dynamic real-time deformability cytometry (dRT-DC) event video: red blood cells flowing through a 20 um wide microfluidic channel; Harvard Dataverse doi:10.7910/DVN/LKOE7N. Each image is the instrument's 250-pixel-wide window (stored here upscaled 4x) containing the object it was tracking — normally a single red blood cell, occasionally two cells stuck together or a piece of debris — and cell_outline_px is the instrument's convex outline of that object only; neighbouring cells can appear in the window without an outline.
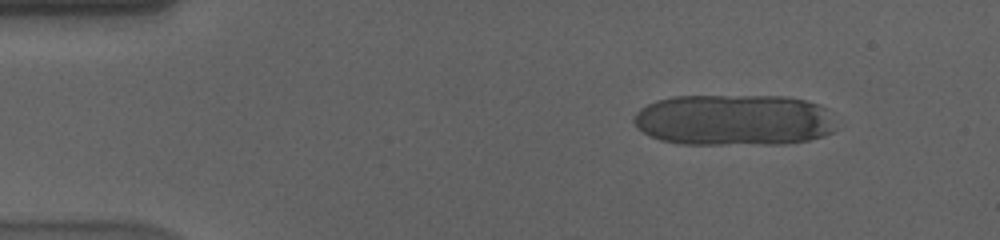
{"species": "human", "species_latin": "Homo sapiens", "temperature_condition": "cold", "stored_images_in_passage": 11, "camera_frame_rate_fps": 3000, "um_per_image_px": 0.085, "donor": {"sex": "male"}, "frame": {"image": 1, "passage_image": 1, "time_ms": 0.0, "image_size_px": [1000, 240], "cell_outline_px": [[836, 128], [832, 132], [824, 136], [808, 140], [784, 144], [680, 144], [660, 140], [644, 132], [632, 120], [632, 116], [640, 108], [656, 100], [672, 96], [784, 96], [804, 100], [820, 104], [824, 108]], "centroid_in_image_um": [62.36, 10.2], "position_along_channel_um": 22.6, "area_um2": 60.69}}